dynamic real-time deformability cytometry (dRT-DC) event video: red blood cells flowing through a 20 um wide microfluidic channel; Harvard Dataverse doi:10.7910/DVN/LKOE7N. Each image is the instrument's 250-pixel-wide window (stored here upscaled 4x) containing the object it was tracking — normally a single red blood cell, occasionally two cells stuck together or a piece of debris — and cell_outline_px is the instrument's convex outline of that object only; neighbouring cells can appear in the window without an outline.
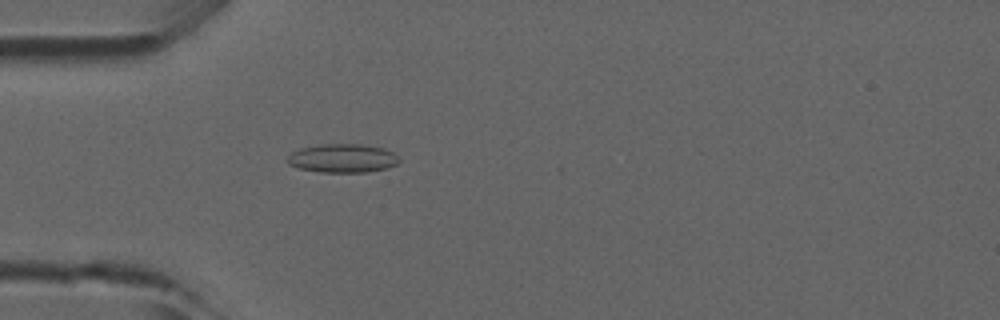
{"species": "common noctule bat (a hibernating species)", "species_latin": "Nyctalus noctula", "temperature_condition": "room temperature", "stored_images_in_passage": 48, "camera_frame_rate_fps": 3000, "um_per_image_px": 0.085, "animal": {"sex": "male", "forearm_length_mm": 52.5}, "frame": {"image": 1, "passage_image": 14, "time_ms": 4.333, "image_size_px": [1000, 320], "cell_outline_px": [[400, 160], [396, 164], [388, 168], [364, 172], [320, 172], [300, 168], [288, 164], [284, 160], [292, 152], [300, 148], [320, 144], [364, 144], [384, 148], [392, 152]], "centroid_in_image_um": [29.09, 13.44], "position_along_channel_um": 55.9, "area_um2": 18.73}}
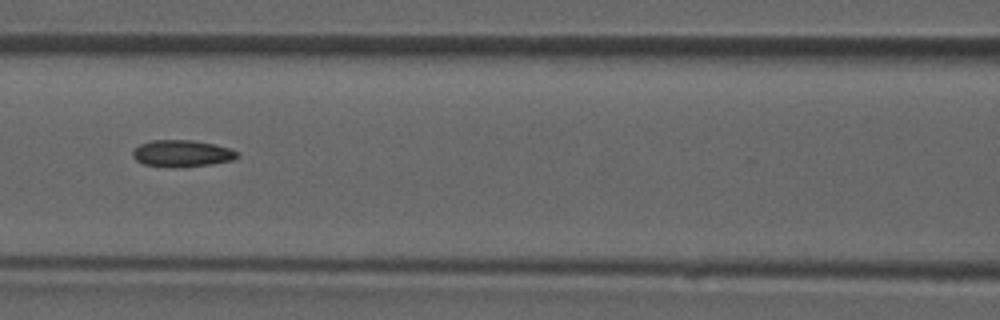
{"frame": {"image": 2, "passage_image": 21, "time_ms": 6.667, "image_size_px": [1000, 320], "cell_outline_px": [[240, 156], [232, 160], [212, 164], [176, 168], [144, 164], [136, 160], [132, 156], [132, 152], [140, 144], [152, 140], [192, 140], [216, 144], [228, 148], [236, 152]], "centroid_in_image_um": [15.46, 13.04], "position_along_channel_um": 151.1, "area_um2": 16.3}}